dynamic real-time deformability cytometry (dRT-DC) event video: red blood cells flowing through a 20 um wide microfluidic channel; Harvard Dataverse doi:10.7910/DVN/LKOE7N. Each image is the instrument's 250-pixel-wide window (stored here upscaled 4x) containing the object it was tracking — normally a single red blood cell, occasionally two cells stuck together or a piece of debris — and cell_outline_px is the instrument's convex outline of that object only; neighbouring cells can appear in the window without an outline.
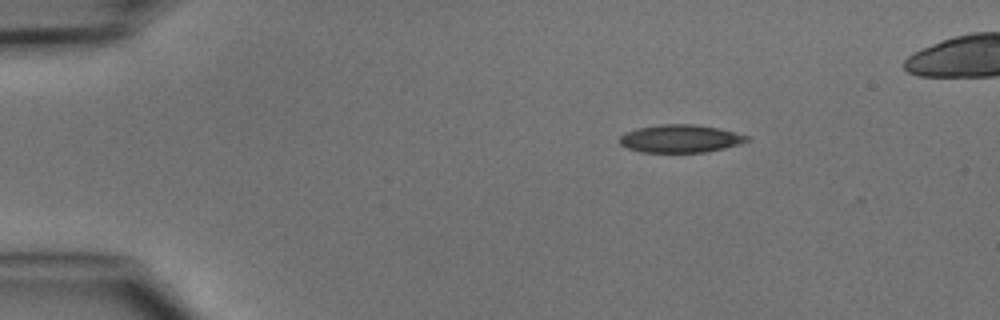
{"species": "common noctule bat (a hibernating species)", "species_latin": "Nyctalus noctula", "temperature_condition": "cold", "stored_images_in_passage": 3, "camera_frame_rate_fps": 3000, "um_per_image_px": 0.085, "animal": {"sex": "male", "body_mass_g": 15.6}, "frame": {"image": 1, "passage_image": 1, "time_ms": 0.0, "image_size_px": [1000, 320], "cell_outline_px": [[752, 140], [740, 144], [724, 148], [704, 152], [640, 152], [628, 148], [620, 144], [620, 136], [624, 132], [640, 128], [660, 124], [696, 124], [720, 128], [752, 136]], "centroid_in_image_um": [57.9, 11.78], "position_along_channel_um": 27.1, "area_um2": 20.87}}